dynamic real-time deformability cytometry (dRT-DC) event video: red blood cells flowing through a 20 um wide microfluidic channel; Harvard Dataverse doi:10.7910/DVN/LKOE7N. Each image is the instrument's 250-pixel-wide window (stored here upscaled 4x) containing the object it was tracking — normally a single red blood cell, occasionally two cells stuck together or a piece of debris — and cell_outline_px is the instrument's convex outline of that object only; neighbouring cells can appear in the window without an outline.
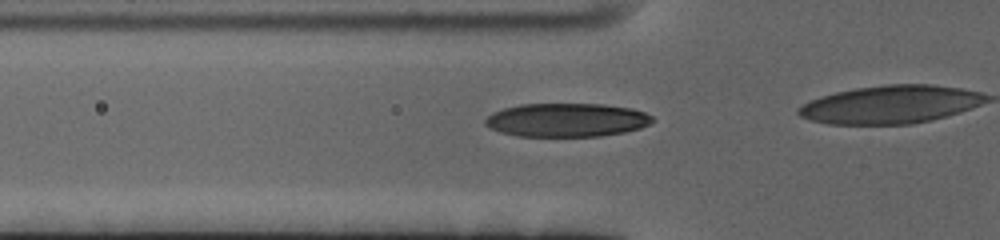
{"species": "human", "species_latin": "Homo sapiens", "temperature_condition": "cold", "stored_images_in_passage": 17, "camera_frame_rate_fps": 3000, "um_per_image_px": 0.085, "donor": {"sex": "female"}, "frame": {"image": 1, "passage_image": 11, "time_ms": 3.333, "image_size_px": [1000, 240], "cell_outline_px": [[656, 120], [640, 128], [624, 132], [600, 136], [520, 136], [500, 132], [484, 124], [484, 120], [492, 112], [504, 108], [520, 104], [604, 104], [632, 108], [644, 112], [652, 116]], "centroid_in_image_um": [48.18, 10.19], "position_along_channel_um": 77.6, "area_um2": 32.77}}
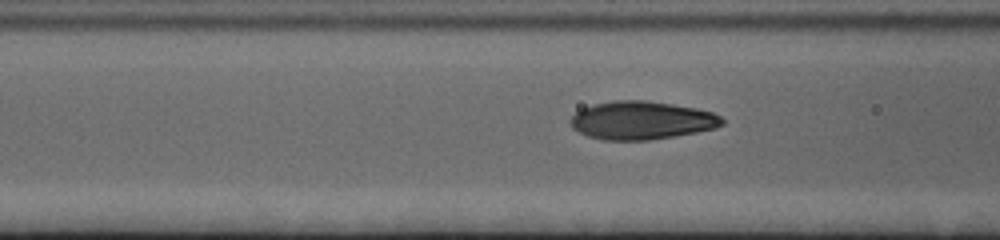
{"frame": {"image": 2, "passage_image": 14, "time_ms": 4.333, "image_size_px": [1000, 240], "cell_outline_px": [[724, 124], [712, 128], [696, 132], [648, 140], [604, 140], [588, 136], [572, 128], [568, 120], [576, 112], [592, 104], [612, 100], [644, 100], [672, 104], [696, 108], [712, 112], [720, 116], [724, 120]], "centroid_in_image_um": [54.5, 10.22], "position_along_channel_um": 112.1, "area_um2": 33.64}}